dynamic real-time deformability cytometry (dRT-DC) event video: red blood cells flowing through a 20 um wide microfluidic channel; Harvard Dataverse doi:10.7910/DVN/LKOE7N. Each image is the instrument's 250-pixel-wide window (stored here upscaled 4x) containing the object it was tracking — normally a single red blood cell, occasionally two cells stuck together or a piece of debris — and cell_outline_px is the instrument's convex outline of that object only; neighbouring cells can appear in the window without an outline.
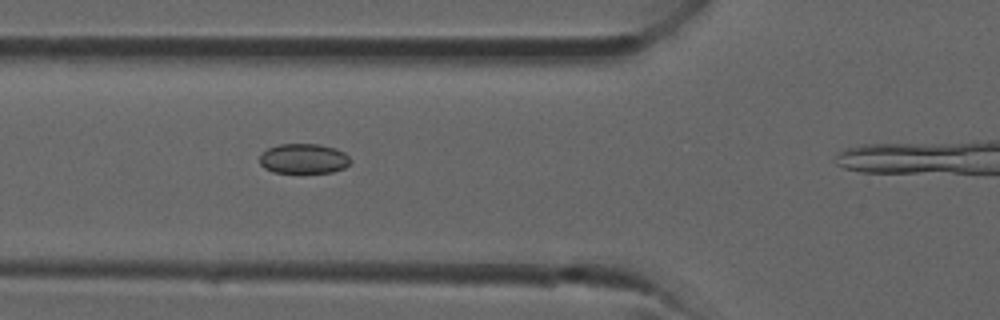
{"species": "common noctule bat (a hibernating species)", "species_latin": "Nyctalus noctula", "temperature_condition": "room temperature", "stored_images_in_passage": 10, "camera_frame_rate_fps": 3000, "um_per_image_px": 0.085, "animal": {"sex": "male", "forearm_length_mm": 52.5}, "frame": {"image": 1, "passage_image": 9, "time_ms": 2.667, "image_size_px": [1000, 320], "cell_outline_px": [[352, 160], [344, 168], [332, 172], [272, 172], [264, 168], [260, 164], [260, 156], [268, 148], [280, 144], [320, 144], [336, 148], [344, 152]], "centroid_in_image_um": [25.82, 13.48], "position_along_channel_um": 100.0, "area_um2": 15.78}}